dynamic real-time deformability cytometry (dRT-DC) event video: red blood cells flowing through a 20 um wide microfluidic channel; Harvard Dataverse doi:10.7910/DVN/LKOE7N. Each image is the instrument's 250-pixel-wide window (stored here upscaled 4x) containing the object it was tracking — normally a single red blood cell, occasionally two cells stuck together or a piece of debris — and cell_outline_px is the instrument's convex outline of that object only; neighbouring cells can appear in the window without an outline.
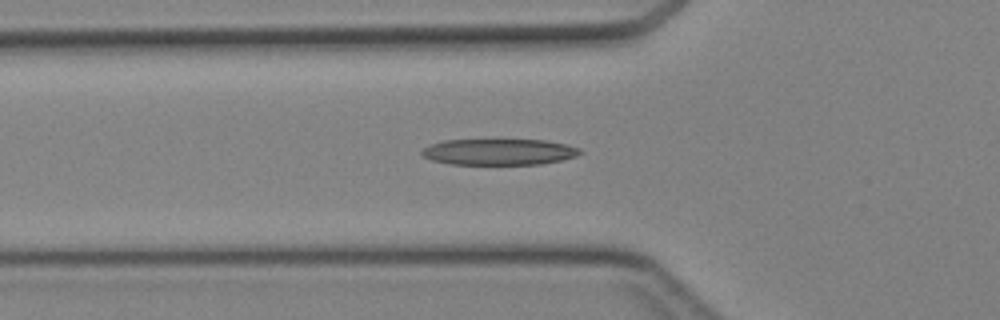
{"species": "Egyptian fruit bat (a non-hibernating species)", "species_latin": "Rousettus aegyptiacus", "temperature_condition": "cold", "stored_images_in_passage": 39, "camera_frame_rate_fps": 3000, "um_per_image_px": 0.085, "animal": {"sex": "female"}, "frame": {"image": 1, "passage_image": 15, "time_ms": 4.667, "image_size_px": [1000, 320], "cell_outline_px": [[584, 152], [576, 156], [560, 160], [540, 164], [448, 164], [432, 160], [424, 156], [420, 152], [424, 148], [432, 144], [444, 140], [544, 140], [568, 144], [580, 148]], "centroid_in_image_um": [42.45, 12.91], "position_along_channel_um": 83.4, "area_um2": 24.04}}
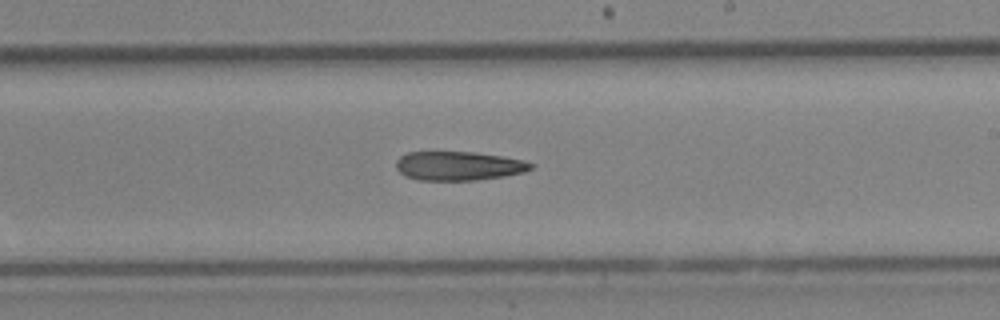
{"frame": {"image": 2, "passage_image": 26, "time_ms": 8.333, "image_size_px": [1000, 320], "cell_outline_px": [[536, 164], [532, 168], [524, 172], [504, 176], [476, 180], [420, 180], [404, 176], [396, 168], [396, 160], [400, 156], [408, 152], [476, 152], [524, 160]], "centroid_in_image_um": [38.98, 14.1], "position_along_channel_um": 250.0, "area_um2": 22.83}}
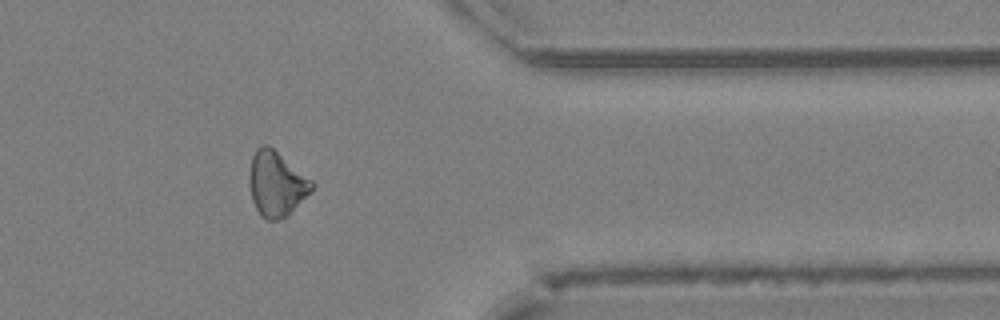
{"frame": {"image": 3, "passage_image": 36, "time_ms": 11.667, "image_size_px": [1000, 320], "cell_outline_px": [[316, 184], [288, 216], [276, 220], [268, 220], [260, 216], [252, 200], [248, 180], [252, 156], [256, 148], [260, 144], [268, 144], [312, 180]], "centroid_in_image_um": [23.47, 15.62], "position_along_channel_um": 387.9, "area_um2": 23.64}}